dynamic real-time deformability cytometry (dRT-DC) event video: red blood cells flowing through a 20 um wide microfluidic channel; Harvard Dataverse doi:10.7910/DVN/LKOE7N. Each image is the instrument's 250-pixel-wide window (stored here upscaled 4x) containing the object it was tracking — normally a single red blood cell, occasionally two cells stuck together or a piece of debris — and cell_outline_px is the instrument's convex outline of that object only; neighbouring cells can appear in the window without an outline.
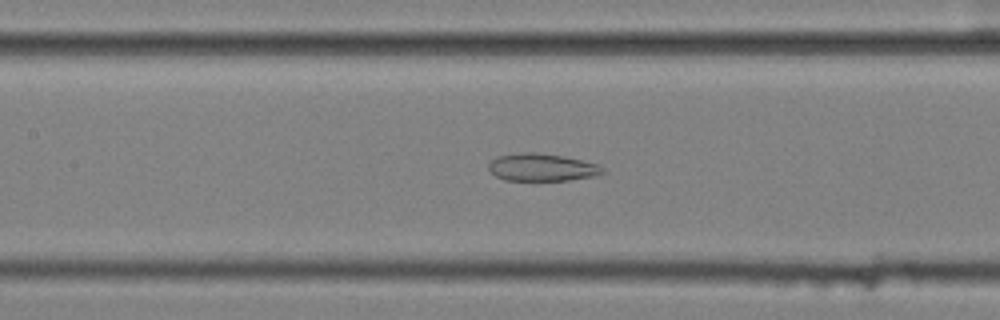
{"species": "common noctule bat (a hibernating species)", "species_latin": "Nyctalus noctula", "temperature_condition": "cold", "stored_images_in_passage": 47, "camera_frame_rate_fps": 3000, "um_per_image_px": 0.085, "animal": {"sex": "female", "body_mass_g": 25.1}, "frame": {"image": 1, "passage_image": 17, "time_ms": 5.333, "image_size_px": [1000, 320], "cell_outline_px": [[604, 172], [596, 176], [568, 180], [504, 180], [496, 176], [488, 168], [488, 164], [492, 160], [500, 156], [524, 152], [536, 152], [564, 156], [596, 164], [604, 168]], "centroid_in_image_um": [46.07, 14.23], "position_along_channel_um": 161.3, "area_um2": 18.09}}
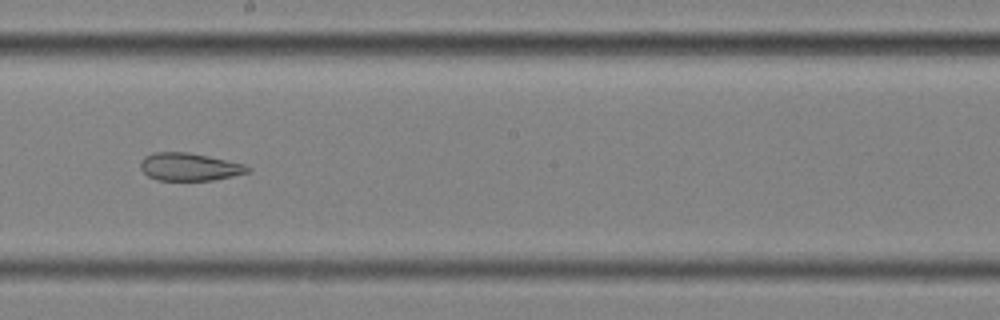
{"frame": {"image": 2, "passage_image": 23, "time_ms": 7.333, "image_size_px": [1000, 320], "cell_outline_px": [[252, 172], [212, 180], [156, 180], [148, 176], [140, 168], [140, 160], [144, 156], [152, 152], [188, 152], [208, 156], [244, 164], [252, 168]], "centroid_in_image_um": [16.09, 14.18], "position_along_channel_um": 232.1, "area_um2": 17.46}}
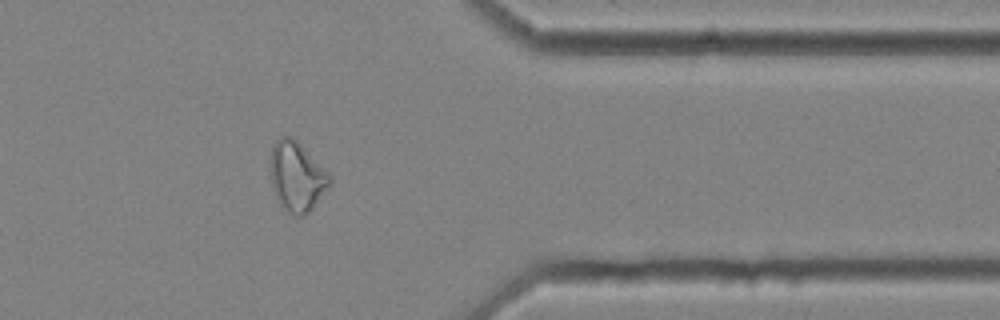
{"frame": {"image": 3, "passage_image": 37, "time_ms": 12.0, "image_size_px": [1000, 320], "cell_outline_px": [[332, 184], [312, 208], [304, 216], [296, 216], [284, 208], [280, 204], [276, 196], [272, 184], [272, 148], [276, 140], [280, 136], [292, 136], [332, 176]], "centroid_in_image_um": [25.27, 15.01], "position_along_channel_um": 386.1, "area_um2": 23.64}, "authors_computed_cell_mechanics": {"area_um2": 23.2934, "velocity_mm_per_s": 3.5479, "shape_relaxation_time_tau1_ms": null, "shape_relaxation_time_tau2_ms": 3.1955, "deformation_change_tau1": null, "deformation_change_tau2": 0.12}}